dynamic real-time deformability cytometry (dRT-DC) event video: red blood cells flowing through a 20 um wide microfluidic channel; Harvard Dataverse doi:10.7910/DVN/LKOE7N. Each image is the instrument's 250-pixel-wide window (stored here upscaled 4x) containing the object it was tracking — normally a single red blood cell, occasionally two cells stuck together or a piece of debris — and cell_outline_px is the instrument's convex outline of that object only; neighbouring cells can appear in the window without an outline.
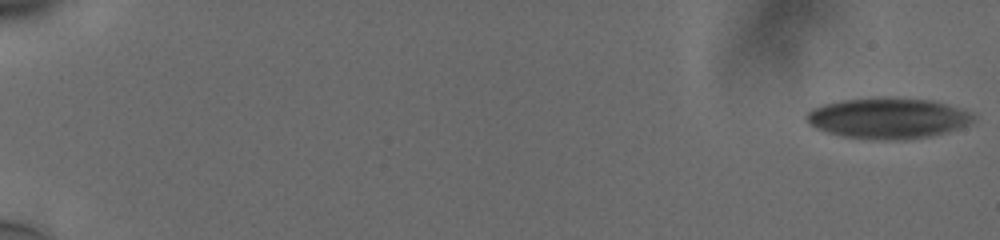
{"species": "human", "species_latin": "Homo sapiens", "temperature_condition": "cold", "stored_images_in_passage": 57, "camera_frame_rate_fps": 3000, "um_per_image_px": 0.085, "donor": {"sex": "male"}, "frame": {"image": 1, "passage_image": 1, "time_ms": 0.0, "image_size_px": [1000, 240], "cell_outline_px": [[976, 116], [968, 124], [932, 136], [904, 140], [844, 136], [828, 132], [816, 128], [808, 124], [804, 116], [812, 108], [824, 104], [840, 100], [876, 96], [932, 100], [972, 112]], "centroid_in_image_um": [75.44, 10.01], "position_along_channel_um": 9.6, "area_um2": 39.48}}
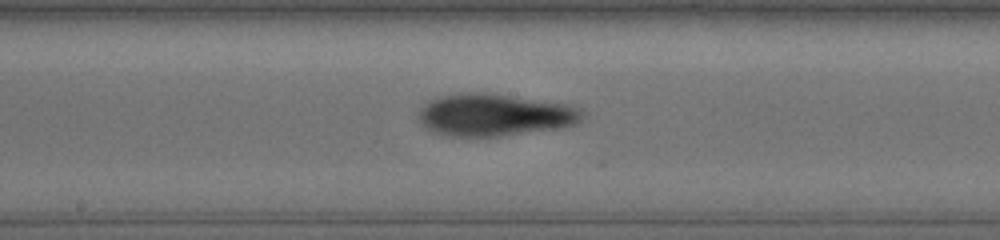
{"frame": {"image": 2, "passage_image": 33, "time_ms": 10.667, "image_size_px": [1000, 240], "cell_outline_px": [[584, 116], [576, 124], [560, 128], [496, 136], [452, 136], [436, 132], [420, 124], [416, 116], [420, 108], [436, 96], [468, 92], [484, 92], [568, 104], [580, 108], [584, 112]], "centroid_in_image_um": [42.02, 9.75], "position_along_channel_um": 206.2, "area_um2": 40.29}}
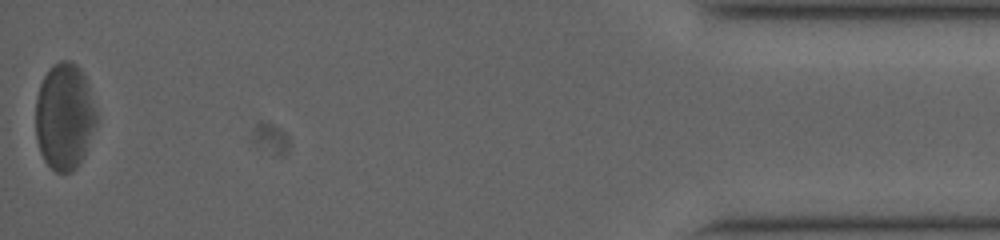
{"frame": {"image": 3, "passage_image": 57, "time_ms": 18.667, "image_size_px": [1000, 240], "cell_outline_px": [[96, 124], [84, 156], [76, 168], [72, 172], [56, 172], [44, 160], [40, 152], [36, 136], [36, 96], [40, 84], [48, 68], [52, 64], [60, 60], [72, 60], [80, 68], [88, 84], [96, 112]], "centroid_in_image_um": [5.47, 9.88], "position_along_channel_um": 429.7, "area_um2": 37.92}, "authors_computed_cell_mechanics": {"area_um2": 39.4196, "velocity_mm_per_s": 3.7521, "shape_relaxation_time_tau1_ms": null, "shape_relaxation_time_tau2_ms": 10.6198, "deformation_change_tau1": null, "deformation_change_tau2": 0.1648}}